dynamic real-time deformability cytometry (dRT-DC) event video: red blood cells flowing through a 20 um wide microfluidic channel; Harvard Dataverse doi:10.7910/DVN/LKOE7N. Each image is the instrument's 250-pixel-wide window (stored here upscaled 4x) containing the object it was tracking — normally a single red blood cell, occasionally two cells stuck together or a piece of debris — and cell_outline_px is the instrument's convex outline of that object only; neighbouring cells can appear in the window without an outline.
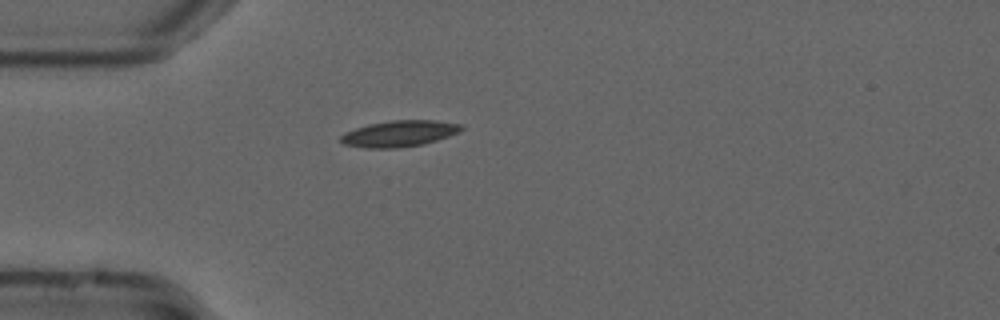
{"species": "common noctule bat (a hibernating species)", "species_latin": "Nyctalus noctula", "temperature_condition": "cold", "stored_images_in_passage": 41, "camera_frame_rate_fps": 3000, "um_per_image_px": 0.085, "animal": {"sex": "male", "forearm_length_mm": 52.5}, "frame": {"image": 1, "passage_image": 1, "time_ms": 0.0, "image_size_px": [1000, 320], "cell_outline_px": [[464, 128], [460, 132], [436, 140], [420, 144], [400, 148], [368, 148], [344, 144], [340, 140], [340, 136], [344, 132], [368, 124], [392, 120], [436, 120], [460, 124]], "centroid_in_image_um": [33.93, 11.35], "position_along_channel_um": 51.1, "area_um2": 18.32}}
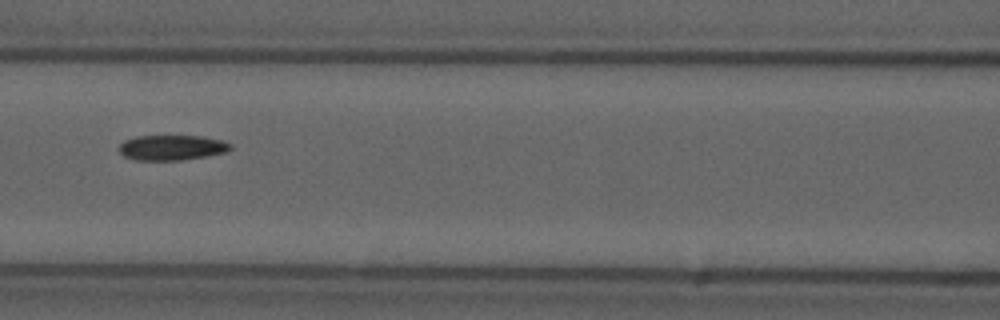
{"frame": {"image": 2, "passage_image": 10, "time_ms": 3.0, "image_size_px": [1000, 320], "cell_outline_px": [[232, 148], [224, 152], [204, 156], [180, 160], [136, 160], [124, 156], [120, 152], [120, 144], [124, 140], [136, 136], [200, 136], [224, 140], [232, 144]], "centroid_in_image_um": [14.61, 12.53], "position_along_channel_um": 152.0, "area_um2": 16.24}}
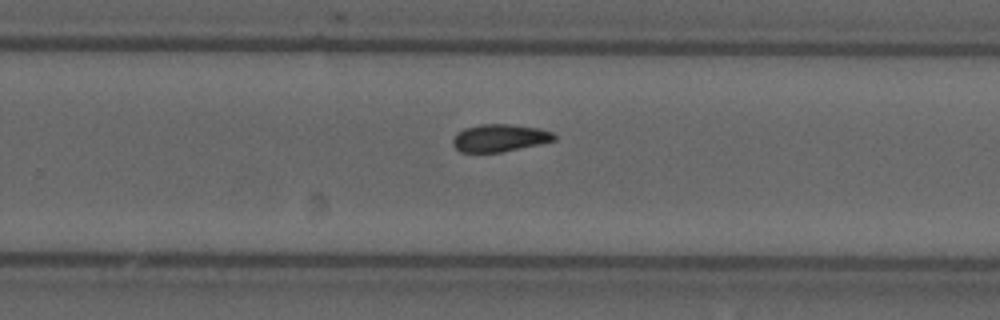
{"frame": {"image": 3, "passage_image": 21, "time_ms": 6.667, "image_size_px": [1000, 320], "cell_outline_px": [[556, 140], [540, 144], [504, 152], [460, 152], [452, 144], [452, 140], [464, 128], [480, 124], [512, 124], [540, 128], [552, 132], [556, 136]], "centroid_in_image_um": [42.51, 11.72], "position_along_channel_um": 287.3, "area_um2": 16.3}, "authors_computed_cell_mechanics": {"area_um2": 16.3574, "velocity_mm_per_s": 3.7079, "shape_relaxation_time_tau1_ms": null, "shape_relaxation_time_tau2_ms": 10.758, "deformation_change_tau1": null, "deformation_change_tau2": 0.1414}}